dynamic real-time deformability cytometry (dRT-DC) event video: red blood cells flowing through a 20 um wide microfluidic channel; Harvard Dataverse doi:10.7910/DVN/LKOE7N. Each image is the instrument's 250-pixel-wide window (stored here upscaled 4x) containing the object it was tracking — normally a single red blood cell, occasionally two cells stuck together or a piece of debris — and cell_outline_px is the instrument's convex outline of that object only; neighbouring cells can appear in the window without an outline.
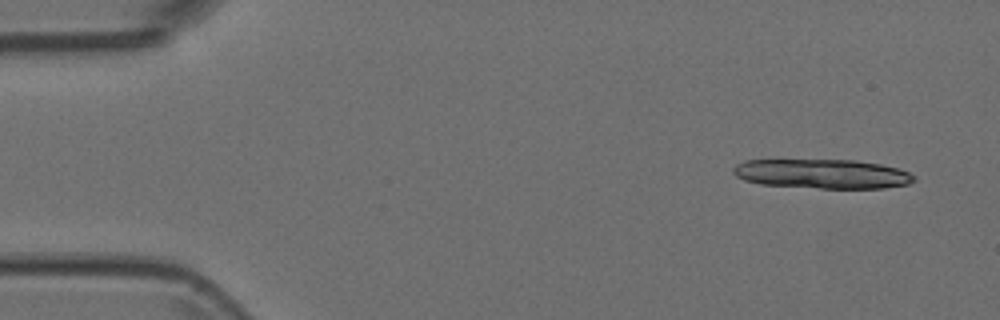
{"species": "Egyptian fruit bat (a non-hibernating species)", "species_latin": "Rousettus aegyptiacus", "temperature_condition": "room temperature", "stored_images_in_passage": 9, "camera_frame_rate_fps": 3000, "um_per_image_px": 0.085, "animal": {"sex": "female"}, "frame": {"image": 1, "passage_image": 1, "time_ms": 0.0, "image_size_px": [1000, 320], "cell_outline_px": [[916, 180], [908, 184], [884, 188], [820, 188], [760, 184], [744, 180], [736, 176], [732, 172], [732, 168], [736, 164], [744, 160], [856, 160], [880, 164], [900, 168], [916, 176]], "centroid_in_image_um": [69.9, 14.77], "position_along_channel_um": 15.1, "area_um2": 31.1}}
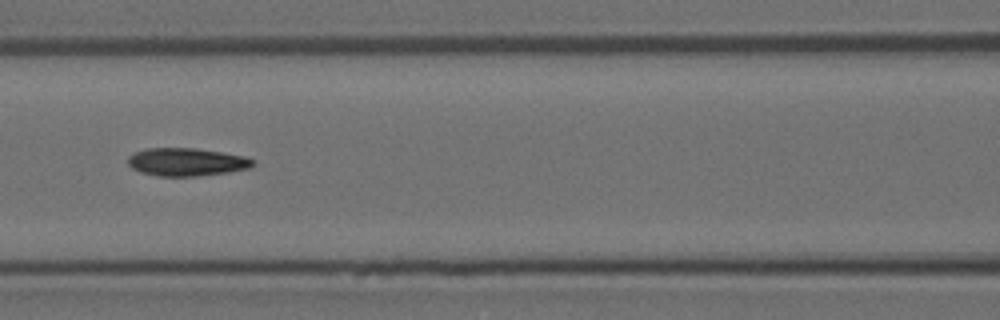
{"frame": {"image": 2, "passage_image": 7, "time_ms": 2.0, "image_size_px": [1000, 320], "cell_outline_px": [[256, 164], [248, 168], [228, 172], [196, 176], [156, 176], [140, 172], [132, 168], [128, 164], [128, 156], [136, 152], [148, 148], [196, 148], [244, 156], [256, 160]], "centroid_in_image_um": [15.86, 13.77], "position_along_channel_um": 150.7, "area_um2": 20.35}}
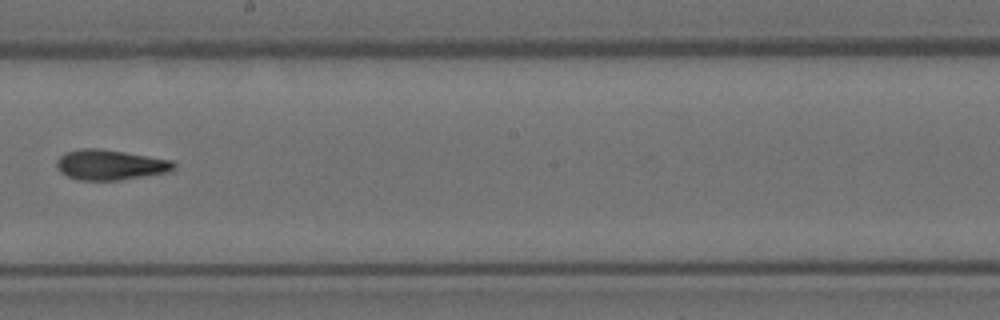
{"frame": {"image": 3, "passage_image": 9, "time_ms": 2.667, "image_size_px": [1000, 320], "cell_outline_px": [[176, 168], [172, 172], [120, 180], [76, 180], [60, 172], [56, 168], [56, 160], [64, 152], [80, 148], [96, 148], [124, 152], [172, 160], [176, 164]], "centroid_in_image_um": [9.37, 14.01], "position_along_channel_um": 238.8, "area_um2": 20.92}}